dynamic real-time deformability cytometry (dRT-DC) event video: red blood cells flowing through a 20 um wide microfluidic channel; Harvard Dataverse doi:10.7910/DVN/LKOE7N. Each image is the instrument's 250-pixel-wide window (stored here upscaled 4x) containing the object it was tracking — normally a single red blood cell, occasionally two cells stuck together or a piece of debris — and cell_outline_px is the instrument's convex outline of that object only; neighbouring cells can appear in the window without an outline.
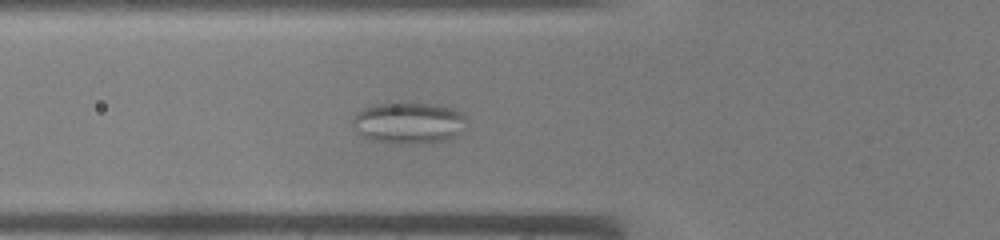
{"species": "common noctule bat (a hibernating species)", "species_latin": "Nyctalus noctula", "temperature_condition": "warm", "stored_images_in_passage": 35, "camera_frame_rate_fps": 3000, "um_per_image_px": 0.085, "animal": {"sex": "male", "body_mass_g": 19.0, "forearm_length_mm": 50.8}, "frame": {"image": 1, "passage_image": 6, "time_ms": 1.667, "image_size_px": [1000, 240], "cell_outline_px": [[464, 120], [460, 132], [456, 136], [448, 140], [432, 144], [392, 144], [372, 140], [360, 136], [356, 132], [352, 124], [352, 120], [356, 112], [364, 108], [380, 104], [440, 104], [452, 108], [460, 112], [464, 116]], "centroid_in_image_um": [34.71, 10.49], "position_along_channel_um": 91.1, "area_um2": 27.69}}
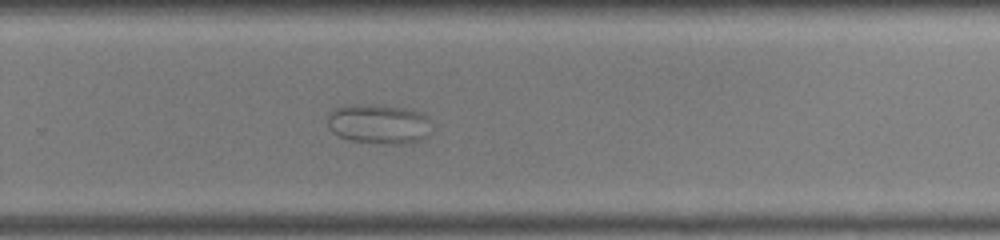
{"frame": {"image": 2, "passage_image": 20, "time_ms": 6.333, "image_size_px": [1000, 240], "cell_outline_px": [[432, 132], [424, 140], [408, 144], [392, 144], [348, 140], [332, 132], [328, 124], [328, 112], [336, 108], [348, 104], [368, 104], [408, 108], [420, 112], [428, 116]], "centroid_in_image_um": [32.24, 10.54], "position_along_channel_um": 297.6, "area_um2": 24.57}}
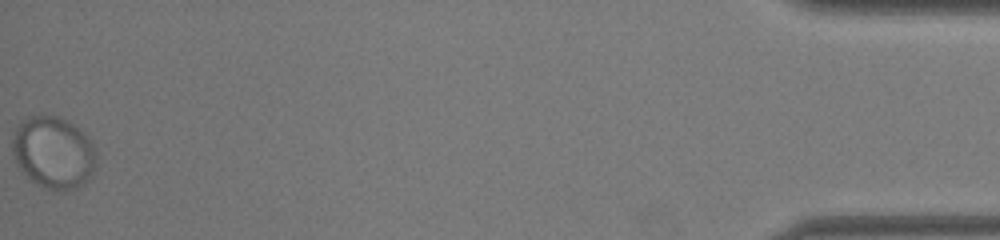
{"frame": {"image": 3, "passage_image": 35, "time_ms": 11.333, "image_size_px": [1000, 240], "cell_outline_px": [[96, 164], [92, 176], [84, 184], [76, 188], [64, 192], [56, 192], [36, 184], [20, 168], [12, 152], [12, 140], [16, 128], [20, 120], [28, 116], [40, 112], [44, 112], [56, 116], [72, 124], [84, 132], [92, 140], [96, 152]], "centroid_in_image_um": [4.56, 12.94], "position_along_channel_um": 430.6, "area_um2": 36.07}}